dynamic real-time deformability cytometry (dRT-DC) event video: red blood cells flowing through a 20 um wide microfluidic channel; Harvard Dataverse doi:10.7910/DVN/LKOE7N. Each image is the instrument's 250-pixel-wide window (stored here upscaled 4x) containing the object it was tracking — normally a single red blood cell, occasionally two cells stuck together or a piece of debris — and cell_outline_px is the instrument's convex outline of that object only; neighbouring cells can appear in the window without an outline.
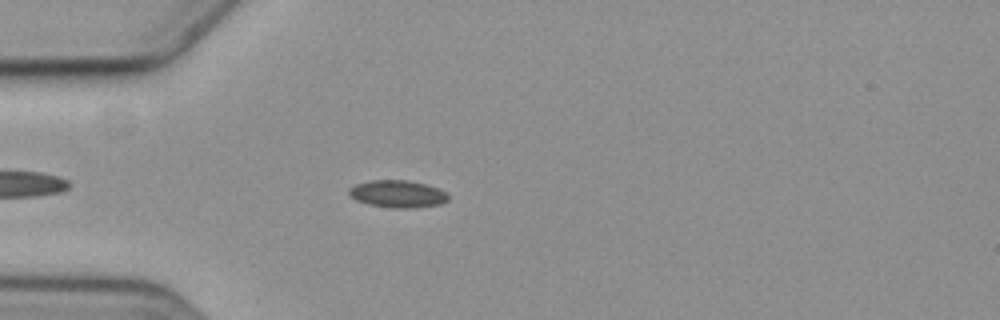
{"species": "common noctule bat (a hibernating species)", "species_latin": "Nyctalus noctula", "temperature_condition": "cold", "stored_images_in_passage": 5, "camera_frame_rate_fps": 3000, "um_per_image_px": 0.085, "animal": {"sex": "female", "body_mass_g": 19.3, "forearm_length_mm": 54.1}, "frame": {"image": 1, "passage_image": 5, "time_ms": 4.667, "image_size_px": [1000, 320], "cell_outline_px": [[448, 200], [440, 204], [412, 208], [392, 208], [368, 204], [356, 200], [348, 196], [348, 188], [356, 184], [372, 180], [408, 180], [428, 184], [448, 192]], "centroid_in_image_um": [33.8, 16.48], "position_along_channel_um": 51.2, "area_um2": 16.01}}